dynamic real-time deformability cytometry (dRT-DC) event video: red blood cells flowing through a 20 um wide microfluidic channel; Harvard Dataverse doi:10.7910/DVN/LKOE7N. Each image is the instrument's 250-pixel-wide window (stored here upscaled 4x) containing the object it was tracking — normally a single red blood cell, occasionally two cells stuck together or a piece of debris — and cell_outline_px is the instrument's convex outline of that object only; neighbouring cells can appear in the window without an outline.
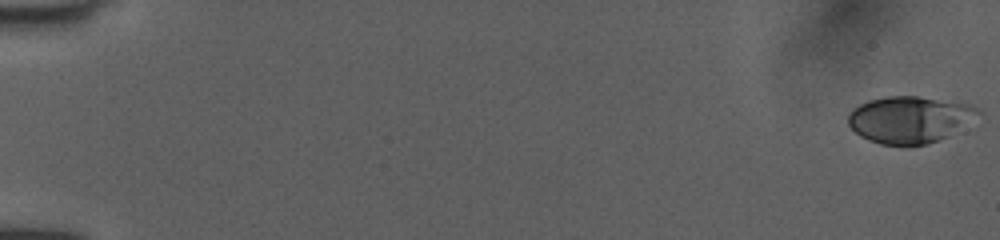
{"species": "human", "species_latin": "Homo sapiens", "temperature_condition": "room temperature", "stored_images_in_passage": 52, "camera_frame_rate_fps": 3000, "um_per_image_px": 0.085, "donor": {"sex": "female"}, "frame": {"image": 1, "passage_image": 1, "time_ms": 0.0, "image_size_px": [1000, 240], "cell_outline_px": [[984, 112], [948, 136], [928, 144], [880, 144], [868, 140], [860, 136], [848, 124], [848, 116], [860, 104], [868, 100], [884, 96], [920, 96], [956, 100], [972, 104], [980, 108]], "centroid_in_image_um": [77.39, 10.12], "position_along_channel_um": 7.6, "area_um2": 35.66}}
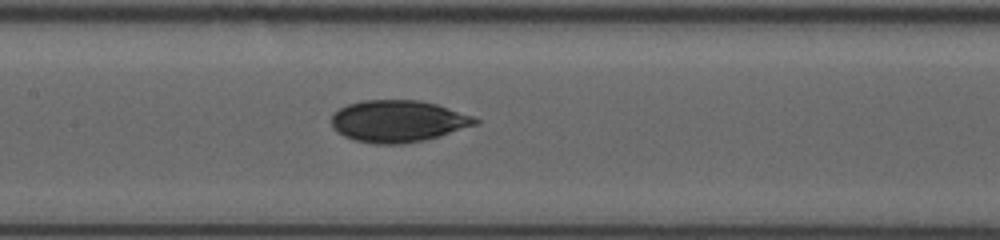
{"frame": {"image": 2, "passage_image": 27, "time_ms": 8.667, "image_size_px": [1000, 240], "cell_outline_px": [[480, 124], [440, 136], [424, 140], [404, 144], [372, 144], [356, 140], [344, 136], [336, 132], [332, 128], [332, 112], [348, 104], [364, 100], [416, 100], [436, 104], [472, 116], [480, 120]], "centroid_in_image_um": [33.82, 10.31], "position_along_channel_um": 173.6, "area_um2": 35.2}}
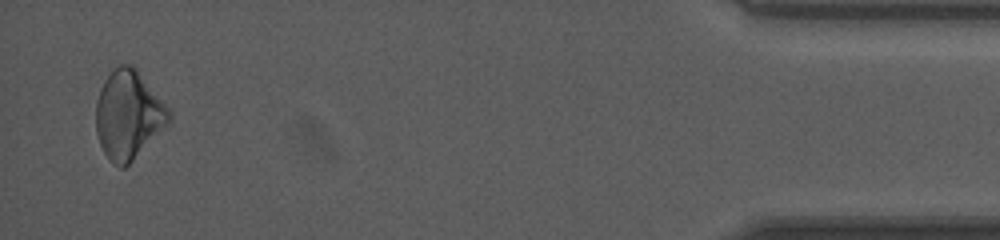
{"frame": {"image": 3, "passage_image": 51, "time_ms": 16.667, "image_size_px": [1000, 240], "cell_outline_px": [[172, 120], [124, 168], [120, 168], [112, 164], [104, 152], [100, 144], [96, 132], [96, 100], [100, 88], [104, 80], [120, 64], [128, 64], [136, 68], [172, 112]], "centroid_in_image_um": [10.91, 9.77], "position_along_channel_um": 424.3, "area_um2": 37.4}, "authors_computed_cell_mechanics": {"area_um2": 34.9979, "velocity_mm_per_s": 4.0441, "shape_relaxation_time_tau1_ms": 3.2909, "shape_relaxation_time_tau2_ms": 6.5447, "deformation_change_tau1": 0.0882, "deformation_change_tau2": 0.0863}}